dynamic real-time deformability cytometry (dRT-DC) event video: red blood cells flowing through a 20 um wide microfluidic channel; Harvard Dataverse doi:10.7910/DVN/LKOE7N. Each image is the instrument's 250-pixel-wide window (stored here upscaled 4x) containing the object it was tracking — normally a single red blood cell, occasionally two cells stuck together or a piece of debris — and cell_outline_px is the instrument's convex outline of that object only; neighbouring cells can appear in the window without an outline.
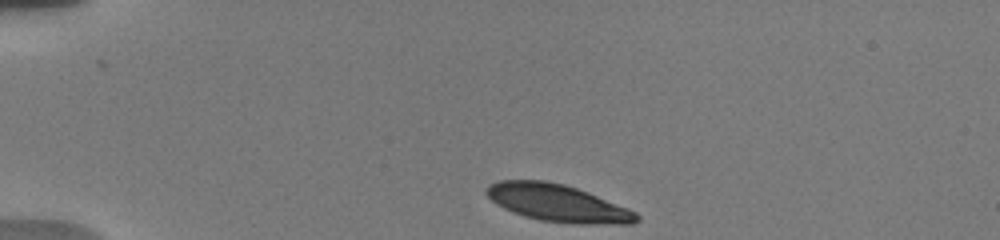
{"species": "human", "species_latin": "Homo sapiens", "temperature_condition": "warm", "stored_images_in_passage": 3, "camera_frame_rate_fps": 3000, "um_per_image_px": 0.085, "donor": {"sex": "male"}, "frame": {"image": 1, "passage_image": 1, "time_ms": 0.0, "image_size_px": [1000, 240], "cell_outline_px": [[640, 220], [632, 224], [576, 224], [540, 220], [524, 216], [512, 212], [496, 204], [484, 192], [484, 188], [488, 184], [500, 180], [544, 180], [564, 184], [588, 192], [628, 208], [636, 212], [640, 216]], "centroid_in_image_um": [47.39, 17.26], "position_along_channel_um": 37.6, "area_um2": 32.77}}